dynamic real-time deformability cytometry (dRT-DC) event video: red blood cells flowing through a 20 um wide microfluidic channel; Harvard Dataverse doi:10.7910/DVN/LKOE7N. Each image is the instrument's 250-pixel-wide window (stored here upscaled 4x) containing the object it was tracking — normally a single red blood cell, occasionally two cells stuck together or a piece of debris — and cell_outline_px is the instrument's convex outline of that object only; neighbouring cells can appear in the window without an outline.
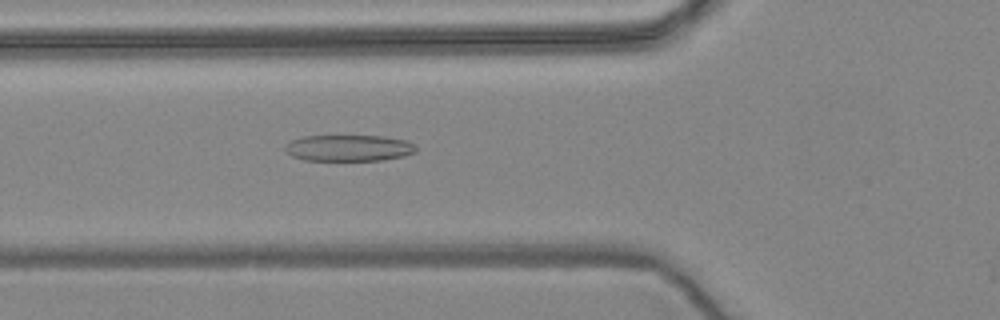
{"species": "common noctule bat (a hibernating species)", "species_latin": "Nyctalus noctula", "temperature_condition": "warm", "stored_images_in_passage": 51, "camera_frame_rate_fps": 3000, "um_per_image_px": 0.085, "animal": {"sex": "female", "body_mass_g": 24.6, "forearm_length_mm": 56.2}, "frame": {"image": 1, "passage_image": 20, "time_ms": 6.333, "image_size_px": [1000, 320], "cell_outline_px": [[416, 152], [404, 156], [380, 160], [304, 160], [292, 156], [284, 152], [284, 144], [292, 140], [304, 136], [384, 136], [408, 140], [416, 148]], "centroid_in_image_um": [29.62, 12.58], "position_along_channel_um": 96.2, "area_um2": 20.17}}
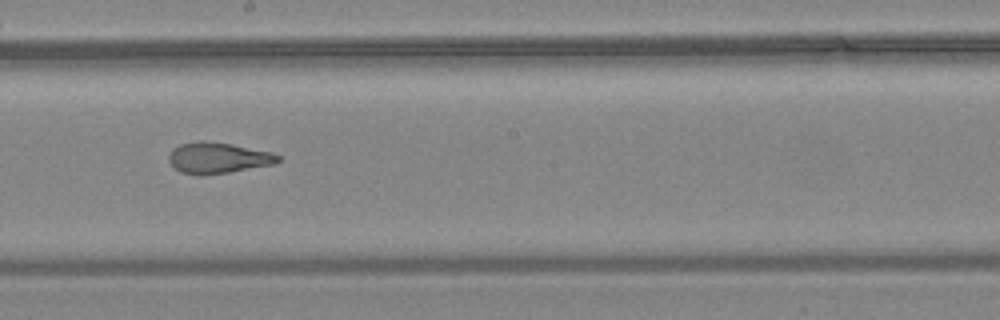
{"frame": {"image": 2, "passage_image": 31, "time_ms": 10.0, "image_size_px": [1000, 320], "cell_outline_px": [[280, 160], [276, 164], [228, 172], [200, 176], [180, 172], [168, 160], [168, 156], [172, 148], [180, 144], [200, 140], [204, 140], [232, 144], [272, 152], [280, 156]], "centroid_in_image_um": [18.52, 13.42], "position_along_channel_um": 229.7, "area_um2": 19.88}}
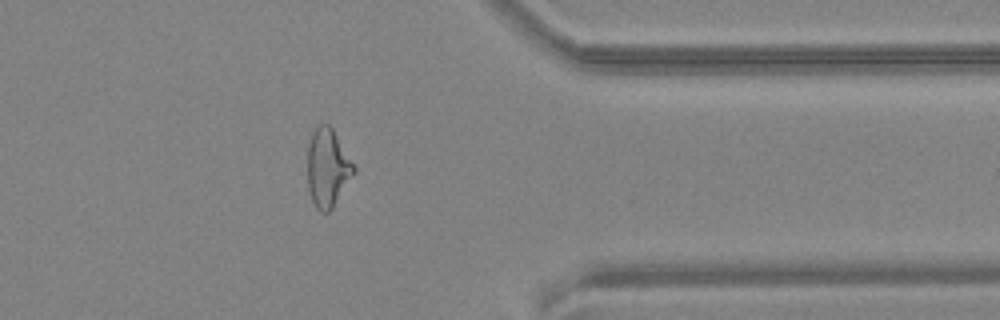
{"frame": {"image": 3, "passage_image": 45, "time_ms": 14.667, "image_size_px": [1000, 320], "cell_outline_px": [[356, 172], [332, 208], [328, 212], [320, 212], [316, 208], [308, 192], [308, 144], [312, 132], [320, 124], [328, 124], [332, 128], [356, 168]], "centroid_in_image_um": [27.84, 14.28], "position_along_channel_um": 383.6, "area_um2": 21.04}}